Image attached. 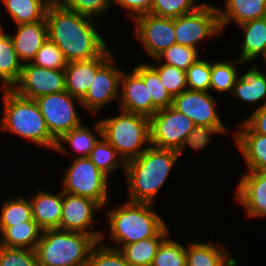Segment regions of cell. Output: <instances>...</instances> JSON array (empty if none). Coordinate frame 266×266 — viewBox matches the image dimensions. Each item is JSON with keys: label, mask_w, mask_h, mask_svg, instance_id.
Returning <instances> with one entry per match:
<instances>
[{"label": "cell", "mask_w": 266, "mask_h": 266, "mask_svg": "<svg viewBox=\"0 0 266 266\" xmlns=\"http://www.w3.org/2000/svg\"><path fill=\"white\" fill-rule=\"evenodd\" d=\"M176 44L198 49L199 41L221 34L217 7L202 3L197 10L174 18Z\"/></svg>", "instance_id": "8"}, {"label": "cell", "mask_w": 266, "mask_h": 266, "mask_svg": "<svg viewBox=\"0 0 266 266\" xmlns=\"http://www.w3.org/2000/svg\"><path fill=\"white\" fill-rule=\"evenodd\" d=\"M121 96L120 110L141 114L147 117L153 116L158 109L152 104L148 92V86L144 84L143 78L133 69L127 74L122 72L120 78Z\"/></svg>", "instance_id": "16"}, {"label": "cell", "mask_w": 266, "mask_h": 266, "mask_svg": "<svg viewBox=\"0 0 266 266\" xmlns=\"http://www.w3.org/2000/svg\"><path fill=\"white\" fill-rule=\"evenodd\" d=\"M3 91L4 112L0 130L54 150L57 140L50 134L36 101L18 95L12 89Z\"/></svg>", "instance_id": "3"}, {"label": "cell", "mask_w": 266, "mask_h": 266, "mask_svg": "<svg viewBox=\"0 0 266 266\" xmlns=\"http://www.w3.org/2000/svg\"><path fill=\"white\" fill-rule=\"evenodd\" d=\"M101 208L90 198L62 192L60 229L90 234L97 242L104 240L106 235L102 231H89L90 226L91 228L95 226L94 211Z\"/></svg>", "instance_id": "12"}, {"label": "cell", "mask_w": 266, "mask_h": 266, "mask_svg": "<svg viewBox=\"0 0 266 266\" xmlns=\"http://www.w3.org/2000/svg\"><path fill=\"white\" fill-rule=\"evenodd\" d=\"M150 144L156 148L179 150L195 124L172 106L158 110L150 118Z\"/></svg>", "instance_id": "9"}, {"label": "cell", "mask_w": 266, "mask_h": 266, "mask_svg": "<svg viewBox=\"0 0 266 266\" xmlns=\"http://www.w3.org/2000/svg\"><path fill=\"white\" fill-rule=\"evenodd\" d=\"M31 63L43 68L64 70L68 62L62 50L47 38Z\"/></svg>", "instance_id": "39"}, {"label": "cell", "mask_w": 266, "mask_h": 266, "mask_svg": "<svg viewBox=\"0 0 266 266\" xmlns=\"http://www.w3.org/2000/svg\"><path fill=\"white\" fill-rule=\"evenodd\" d=\"M254 132L266 135V105L255 109L244 121Z\"/></svg>", "instance_id": "46"}, {"label": "cell", "mask_w": 266, "mask_h": 266, "mask_svg": "<svg viewBox=\"0 0 266 266\" xmlns=\"http://www.w3.org/2000/svg\"><path fill=\"white\" fill-rule=\"evenodd\" d=\"M167 225L155 236L124 245L120 251L130 266H151L161 242L168 236Z\"/></svg>", "instance_id": "27"}, {"label": "cell", "mask_w": 266, "mask_h": 266, "mask_svg": "<svg viewBox=\"0 0 266 266\" xmlns=\"http://www.w3.org/2000/svg\"><path fill=\"white\" fill-rule=\"evenodd\" d=\"M60 5L78 14L95 18L111 6L112 0H56Z\"/></svg>", "instance_id": "43"}, {"label": "cell", "mask_w": 266, "mask_h": 266, "mask_svg": "<svg viewBox=\"0 0 266 266\" xmlns=\"http://www.w3.org/2000/svg\"><path fill=\"white\" fill-rule=\"evenodd\" d=\"M95 131L100 139L88 156L90 160L106 176L121 166L124 167L123 171L125 172L126 162L120 157L116 149L102 137V127L99 121L96 123Z\"/></svg>", "instance_id": "30"}, {"label": "cell", "mask_w": 266, "mask_h": 266, "mask_svg": "<svg viewBox=\"0 0 266 266\" xmlns=\"http://www.w3.org/2000/svg\"><path fill=\"white\" fill-rule=\"evenodd\" d=\"M48 38L63 52L67 62L100 56L107 44L93 18L78 14L53 1L46 13Z\"/></svg>", "instance_id": "1"}, {"label": "cell", "mask_w": 266, "mask_h": 266, "mask_svg": "<svg viewBox=\"0 0 266 266\" xmlns=\"http://www.w3.org/2000/svg\"><path fill=\"white\" fill-rule=\"evenodd\" d=\"M242 63L237 59L235 65L231 61L214 63L211 62V75H210V90L219 92L230 91L232 93L234 84L239 76L237 64Z\"/></svg>", "instance_id": "33"}, {"label": "cell", "mask_w": 266, "mask_h": 266, "mask_svg": "<svg viewBox=\"0 0 266 266\" xmlns=\"http://www.w3.org/2000/svg\"><path fill=\"white\" fill-rule=\"evenodd\" d=\"M228 133L227 128H214L211 126L195 125L193 130L188 134L181 148L178 150L179 157L187 146L192 149L201 150L208 145L213 134ZM212 134V135H211Z\"/></svg>", "instance_id": "44"}, {"label": "cell", "mask_w": 266, "mask_h": 266, "mask_svg": "<svg viewBox=\"0 0 266 266\" xmlns=\"http://www.w3.org/2000/svg\"><path fill=\"white\" fill-rule=\"evenodd\" d=\"M195 0H153L150 14L158 17L176 18L197 10L202 4Z\"/></svg>", "instance_id": "37"}, {"label": "cell", "mask_w": 266, "mask_h": 266, "mask_svg": "<svg viewBox=\"0 0 266 266\" xmlns=\"http://www.w3.org/2000/svg\"><path fill=\"white\" fill-rule=\"evenodd\" d=\"M3 34V31H2V25H1V21H0V36Z\"/></svg>", "instance_id": "47"}, {"label": "cell", "mask_w": 266, "mask_h": 266, "mask_svg": "<svg viewBox=\"0 0 266 266\" xmlns=\"http://www.w3.org/2000/svg\"><path fill=\"white\" fill-rule=\"evenodd\" d=\"M186 247V266H237L235 259L220 245L192 242Z\"/></svg>", "instance_id": "23"}, {"label": "cell", "mask_w": 266, "mask_h": 266, "mask_svg": "<svg viewBox=\"0 0 266 266\" xmlns=\"http://www.w3.org/2000/svg\"><path fill=\"white\" fill-rule=\"evenodd\" d=\"M216 101L210 92L185 90L173 97L172 107L186 115L195 125L226 128L215 109Z\"/></svg>", "instance_id": "14"}, {"label": "cell", "mask_w": 266, "mask_h": 266, "mask_svg": "<svg viewBox=\"0 0 266 266\" xmlns=\"http://www.w3.org/2000/svg\"><path fill=\"white\" fill-rule=\"evenodd\" d=\"M244 32V40L241 44L242 62H249L258 56L266 58V17L254 19L243 24H239Z\"/></svg>", "instance_id": "25"}, {"label": "cell", "mask_w": 266, "mask_h": 266, "mask_svg": "<svg viewBox=\"0 0 266 266\" xmlns=\"http://www.w3.org/2000/svg\"><path fill=\"white\" fill-rule=\"evenodd\" d=\"M19 61L30 63L48 38L46 19L35 23L17 25L16 35L9 34Z\"/></svg>", "instance_id": "19"}, {"label": "cell", "mask_w": 266, "mask_h": 266, "mask_svg": "<svg viewBox=\"0 0 266 266\" xmlns=\"http://www.w3.org/2000/svg\"><path fill=\"white\" fill-rule=\"evenodd\" d=\"M135 35L144 46L145 52L155 58L165 49L176 44L174 18L158 17L150 13L134 20Z\"/></svg>", "instance_id": "13"}, {"label": "cell", "mask_w": 266, "mask_h": 266, "mask_svg": "<svg viewBox=\"0 0 266 266\" xmlns=\"http://www.w3.org/2000/svg\"><path fill=\"white\" fill-rule=\"evenodd\" d=\"M178 157L177 150L150 145L137 158L127 161L125 166L129 188L127 200L153 204Z\"/></svg>", "instance_id": "2"}, {"label": "cell", "mask_w": 266, "mask_h": 266, "mask_svg": "<svg viewBox=\"0 0 266 266\" xmlns=\"http://www.w3.org/2000/svg\"><path fill=\"white\" fill-rule=\"evenodd\" d=\"M133 69L143 78L144 84L148 86L152 104L158 110L172 106L173 97L163 86L158 72L150 64L139 63Z\"/></svg>", "instance_id": "32"}, {"label": "cell", "mask_w": 266, "mask_h": 266, "mask_svg": "<svg viewBox=\"0 0 266 266\" xmlns=\"http://www.w3.org/2000/svg\"><path fill=\"white\" fill-rule=\"evenodd\" d=\"M236 195L249 217H266V171L243 174Z\"/></svg>", "instance_id": "18"}, {"label": "cell", "mask_w": 266, "mask_h": 266, "mask_svg": "<svg viewBox=\"0 0 266 266\" xmlns=\"http://www.w3.org/2000/svg\"><path fill=\"white\" fill-rule=\"evenodd\" d=\"M115 117L99 120L102 137L125 162L137 158L150 144V119L141 114L120 110ZM145 144L147 147L142 148Z\"/></svg>", "instance_id": "6"}, {"label": "cell", "mask_w": 266, "mask_h": 266, "mask_svg": "<svg viewBox=\"0 0 266 266\" xmlns=\"http://www.w3.org/2000/svg\"><path fill=\"white\" fill-rule=\"evenodd\" d=\"M22 65L10 35L3 33L0 36V79L4 83L2 89H11L18 82Z\"/></svg>", "instance_id": "29"}, {"label": "cell", "mask_w": 266, "mask_h": 266, "mask_svg": "<svg viewBox=\"0 0 266 266\" xmlns=\"http://www.w3.org/2000/svg\"><path fill=\"white\" fill-rule=\"evenodd\" d=\"M151 66L158 72L163 86L172 97L188 89L186 71L164 63Z\"/></svg>", "instance_id": "40"}, {"label": "cell", "mask_w": 266, "mask_h": 266, "mask_svg": "<svg viewBox=\"0 0 266 266\" xmlns=\"http://www.w3.org/2000/svg\"><path fill=\"white\" fill-rule=\"evenodd\" d=\"M152 203L125 201L117 209L108 211L110 236L121 249L124 245L155 237L165 226V221L152 209ZM121 244V245H120Z\"/></svg>", "instance_id": "4"}, {"label": "cell", "mask_w": 266, "mask_h": 266, "mask_svg": "<svg viewBox=\"0 0 266 266\" xmlns=\"http://www.w3.org/2000/svg\"><path fill=\"white\" fill-rule=\"evenodd\" d=\"M62 192L80 195L96 201L101 207L108 202V176L89 157H77L62 179Z\"/></svg>", "instance_id": "7"}, {"label": "cell", "mask_w": 266, "mask_h": 266, "mask_svg": "<svg viewBox=\"0 0 266 266\" xmlns=\"http://www.w3.org/2000/svg\"><path fill=\"white\" fill-rule=\"evenodd\" d=\"M0 245L8 248L36 249L42 229L32 218L23 224L0 227Z\"/></svg>", "instance_id": "26"}, {"label": "cell", "mask_w": 266, "mask_h": 266, "mask_svg": "<svg viewBox=\"0 0 266 266\" xmlns=\"http://www.w3.org/2000/svg\"><path fill=\"white\" fill-rule=\"evenodd\" d=\"M35 101L50 134L56 140L82 123L75 109V104L78 102L81 105V100L73 97L66 90L41 96Z\"/></svg>", "instance_id": "10"}, {"label": "cell", "mask_w": 266, "mask_h": 266, "mask_svg": "<svg viewBox=\"0 0 266 266\" xmlns=\"http://www.w3.org/2000/svg\"><path fill=\"white\" fill-rule=\"evenodd\" d=\"M18 95L37 99L41 96L65 91V71L48 69L25 63L18 82L11 88Z\"/></svg>", "instance_id": "11"}, {"label": "cell", "mask_w": 266, "mask_h": 266, "mask_svg": "<svg viewBox=\"0 0 266 266\" xmlns=\"http://www.w3.org/2000/svg\"><path fill=\"white\" fill-rule=\"evenodd\" d=\"M0 266H39L36 251L0 245Z\"/></svg>", "instance_id": "42"}, {"label": "cell", "mask_w": 266, "mask_h": 266, "mask_svg": "<svg viewBox=\"0 0 266 266\" xmlns=\"http://www.w3.org/2000/svg\"><path fill=\"white\" fill-rule=\"evenodd\" d=\"M30 201L32 218L42 230L60 229L62 192L53 194L47 191H38Z\"/></svg>", "instance_id": "21"}, {"label": "cell", "mask_w": 266, "mask_h": 266, "mask_svg": "<svg viewBox=\"0 0 266 266\" xmlns=\"http://www.w3.org/2000/svg\"><path fill=\"white\" fill-rule=\"evenodd\" d=\"M16 25L35 23L46 19L53 0H2Z\"/></svg>", "instance_id": "28"}, {"label": "cell", "mask_w": 266, "mask_h": 266, "mask_svg": "<svg viewBox=\"0 0 266 266\" xmlns=\"http://www.w3.org/2000/svg\"><path fill=\"white\" fill-rule=\"evenodd\" d=\"M110 246L98 241L91 249L86 266H130L122 252Z\"/></svg>", "instance_id": "38"}, {"label": "cell", "mask_w": 266, "mask_h": 266, "mask_svg": "<svg viewBox=\"0 0 266 266\" xmlns=\"http://www.w3.org/2000/svg\"><path fill=\"white\" fill-rule=\"evenodd\" d=\"M198 49L188 46L174 44L168 49L162 51L154 59L158 61H164V64L172 65L178 69L186 71L190 65L198 60Z\"/></svg>", "instance_id": "36"}, {"label": "cell", "mask_w": 266, "mask_h": 266, "mask_svg": "<svg viewBox=\"0 0 266 266\" xmlns=\"http://www.w3.org/2000/svg\"><path fill=\"white\" fill-rule=\"evenodd\" d=\"M113 56L107 48L100 56L88 60L67 63L65 71V90L73 97L82 100L90 88L96 72Z\"/></svg>", "instance_id": "17"}, {"label": "cell", "mask_w": 266, "mask_h": 266, "mask_svg": "<svg viewBox=\"0 0 266 266\" xmlns=\"http://www.w3.org/2000/svg\"><path fill=\"white\" fill-rule=\"evenodd\" d=\"M211 62L198 59L186 70L189 90L210 92Z\"/></svg>", "instance_id": "41"}, {"label": "cell", "mask_w": 266, "mask_h": 266, "mask_svg": "<svg viewBox=\"0 0 266 266\" xmlns=\"http://www.w3.org/2000/svg\"><path fill=\"white\" fill-rule=\"evenodd\" d=\"M115 58L112 56L97 72L81 106L97 114L100 108L112 99L119 97L120 78L123 71L115 67Z\"/></svg>", "instance_id": "15"}, {"label": "cell", "mask_w": 266, "mask_h": 266, "mask_svg": "<svg viewBox=\"0 0 266 266\" xmlns=\"http://www.w3.org/2000/svg\"><path fill=\"white\" fill-rule=\"evenodd\" d=\"M221 31L231 21L237 25L266 17V0H225L224 9L217 8Z\"/></svg>", "instance_id": "22"}, {"label": "cell", "mask_w": 266, "mask_h": 266, "mask_svg": "<svg viewBox=\"0 0 266 266\" xmlns=\"http://www.w3.org/2000/svg\"><path fill=\"white\" fill-rule=\"evenodd\" d=\"M251 67L237 78L232 94L243 102L256 103L266 98V74L256 64ZM264 105L266 100L256 109Z\"/></svg>", "instance_id": "24"}, {"label": "cell", "mask_w": 266, "mask_h": 266, "mask_svg": "<svg viewBox=\"0 0 266 266\" xmlns=\"http://www.w3.org/2000/svg\"><path fill=\"white\" fill-rule=\"evenodd\" d=\"M243 122V123H242ZM233 139L250 171H266V135L254 132L244 121Z\"/></svg>", "instance_id": "20"}, {"label": "cell", "mask_w": 266, "mask_h": 266, "mask_svg": "<svg viewBox=\"0 0 266 266\" xmlns=\"http://www.w3.org/2000/svg\"><path fill=\"white\" fill-rule=\"evenodd\" d=\"M98 141L99 138L91 132L90 128L83 126L81 123L76 128L64 133L56 141L54 151L68 153L65 148L66 146L63 144V142H66L67 144H70L74 151L81 154L78 157H88Z\"/></svg>", "instance_id": "31"}, {"label": "cell", "mask_w": 266, "mask_h": 266, "mask_svg": "<svg viewBox=\"0 0 266 266\" xmlns=\"http://www.w3.org/2000/svg\"><path fill=\"white\" fill-rule=\"evenodd\" d=\"M117 5L130 11L131 20L144 14H148L151 11L153 0H112ZM133 13V14H132Z\"/></svg>", "instance_id": "45"}, {"label": "cell", "mask_w": 266, "mask_h": 266, "mask_svg": "<svg viewBox=\"0 0 266 266\" xmlns=\"http://www.w3.org/2000/svg\"><path fill=\"white\" fill-rule=\"evenodd\" d=\"M151 266H186V246L167 236L158 247Z\"/></svg>", "instance_id": "35"}, {"label": "cell", "mask_w": 266, "mask_h": 266, "mask_svg": "<svg viewBox=\"0 0 266 266\" xmlns=\"http://www.w3.org/2000/svg\"><path fill=\"white\" fill-rule=\"evenodd\" d=\"M97 241L82 232L42 230L35 249L39 266H86Z\"/></svg>", "instance_id": "5"}, {"label": "cell", "mask_w": 266, "mask_h": 266, "mask_svg": "<svg viewBox=\"0 0 266 266\" xmlns=\"http://www.w3.org/2000/svg\"><path fill=\"white\" fill-rule=\"evenodd\" d=\"M32 219L31 201L24 197L5 200L0 212V227L23 224Z\"/></svg>", "instance_id": "34"}]
</instances>
